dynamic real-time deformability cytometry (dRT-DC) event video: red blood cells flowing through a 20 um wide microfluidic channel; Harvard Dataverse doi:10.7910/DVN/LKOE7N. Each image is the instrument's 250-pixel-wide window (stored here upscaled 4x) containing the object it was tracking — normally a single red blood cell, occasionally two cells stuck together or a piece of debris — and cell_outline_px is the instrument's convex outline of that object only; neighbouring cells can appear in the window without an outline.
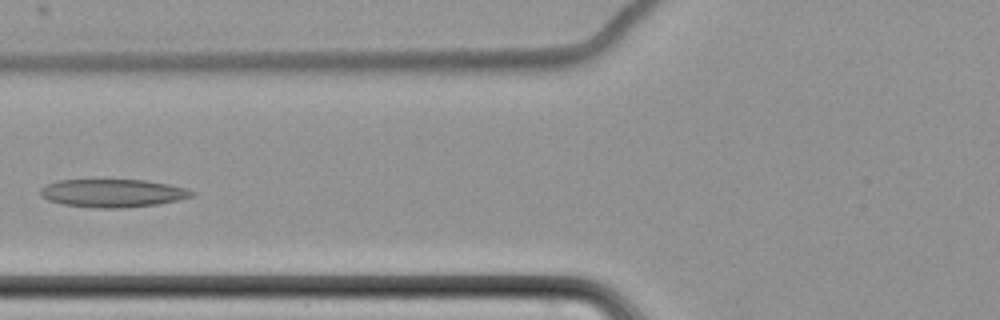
{"species": "common noctule bat (a hibernating species)", "species_latin": "Nyctalus noctula", "temperature_condition": "cold", "stored_images_in_passage": 8, "camera_frame_rate_fps": 3000, "um_per_image_px": 0.085, "animal": {"sex": "female", "body_mass_g": 22.7, "forearm_length_mm": 54.2}, "frame": {"image": 1, "passage_image": 6, "time_ms": 6.333, "image_size_px": [1000, 320], "cell_outline_px": [[196, 196], [156, 204], [124, 208], [92, 208], [64, 204], [48, 200], [40, 196], [40, 188], [48, 184], [60, 180], [144, 180], [168, 184], [188, 188], [196, 192]], "centroid_in_image_um": [9.61, 16.42], "position_along_channel_um": 116.2, "area_um2": 24.8}}
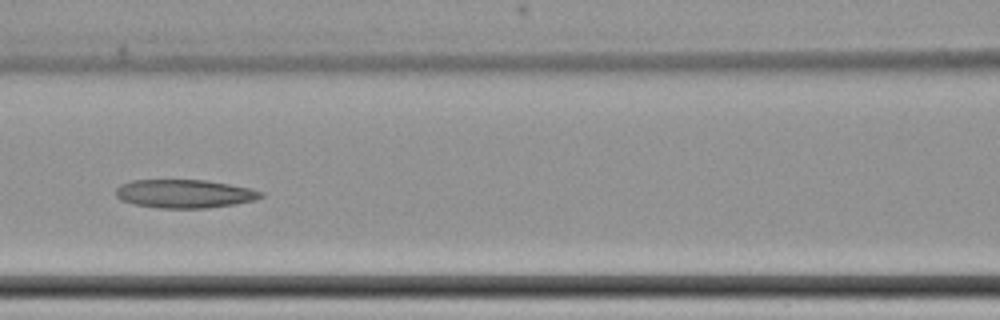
{"frame": {"image": 2, "passage_image": 7, "time_ms": 7.333, "image_size_px": [1000, 320], "cell_outline_px": [[264, 196], [256, 200], [236, 204], [204, 208], [160, 208], [136, 204], [120, 200], [116, 196], [116, 188], [120, 184], [132, 180], [208, 180], [252, 188], [264, 192]], "centroid_in_image_um": [15.72, 16.46], "position_along_channel_um": 150.9, "area_um2": 24.22}}
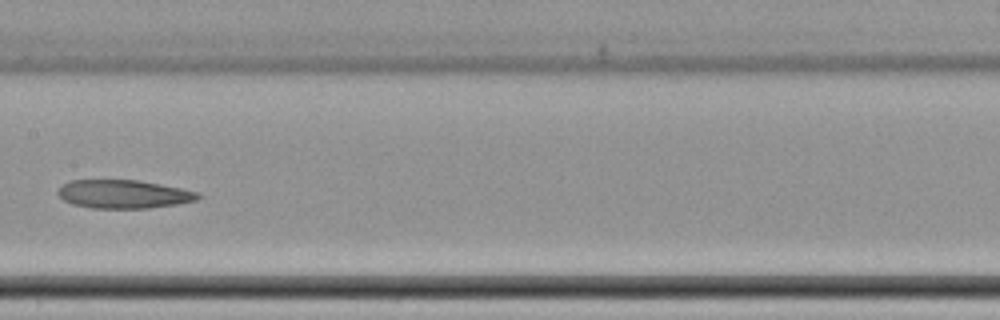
{"frame": {"image": 3, "passage_image": 8, "time_ms": 8.667, "image_size_px": [1000, 320], "cell_outline_px": [[204, 196], [196, 200], [176, 204], [148, 208], [92, 208], [72, 204], [64, 200], [56, 192], [64, 184], [72, 180], [136, 180], [160, 184], [200, 192]], "centroid_in_image_um": [10.54, 16.5], "position_along_channel_um": 196.9, "area_um2": 23.12}}